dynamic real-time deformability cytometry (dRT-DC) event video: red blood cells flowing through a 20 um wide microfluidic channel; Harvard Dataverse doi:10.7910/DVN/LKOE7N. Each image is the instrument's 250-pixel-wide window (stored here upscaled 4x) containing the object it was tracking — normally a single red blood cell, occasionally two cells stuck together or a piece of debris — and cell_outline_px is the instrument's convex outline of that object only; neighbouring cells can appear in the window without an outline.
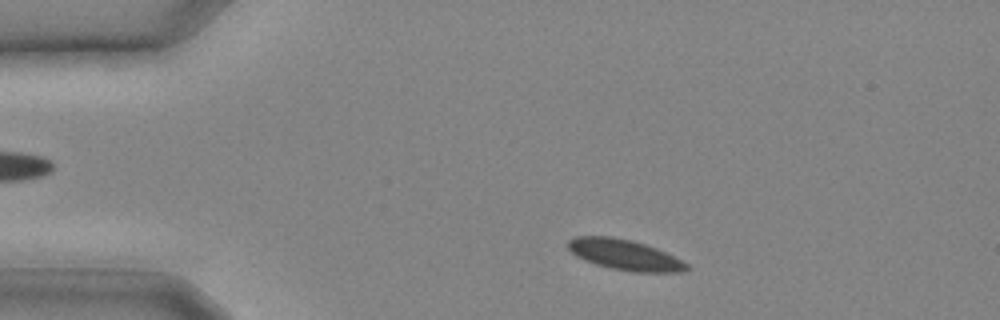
{"species": "common noctule bat (a hibernating species)", "species_latin": "Nyctalus noctula", "temperature_condition": "cold", "stored_images_in_passage": 12, "camera_frame_rate_fps": 3000, "um_per_image_px": 0.085, "animal": {"sex": "male", "body_mass_g": 20.4}, "frame": {"image": 1, "passage_image": 2, "time_ms": 0.333, "image_size_px": [1000, 320], "cell_outline_px": [[692, 268], [684, 272], [636, 272], [612, 268], [596, 264], [576, 256], [568, 248], [568, 240], [576, 236], [612, 236], [632, 240], [656, 248], [688, 264]], "centroid_in_image_um": [53.11, 21.65], "position_along_channel_um": 31.9, "area_um2": 20.92}}
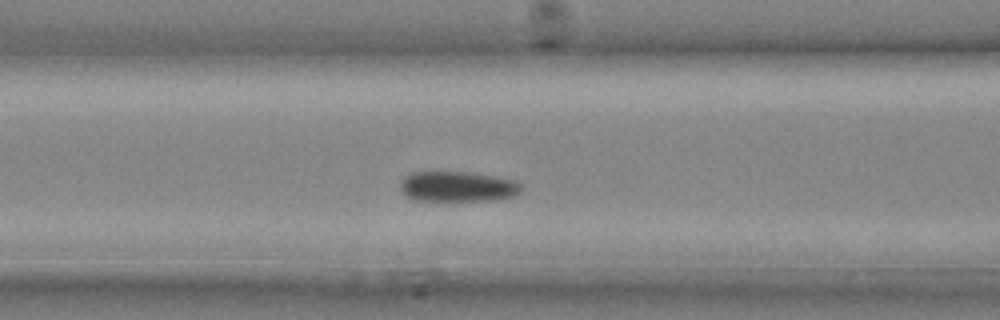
{"frame": {"image": 2, "passage_image": 8, "time_ms": 2.333, "image_size_px": [1000, 320], "cell_outline_px": [[520, 192], [516, 196], [496, 200], [416, 200], [400, 192], [400, 180], [404, 176], [412, 172], [468, 172], [516, 180], [520, 184]], "centroid_in_image_um": [38.88, 15.85], "position_along_channel_um": 127.7, "area_um2": 21.39}}
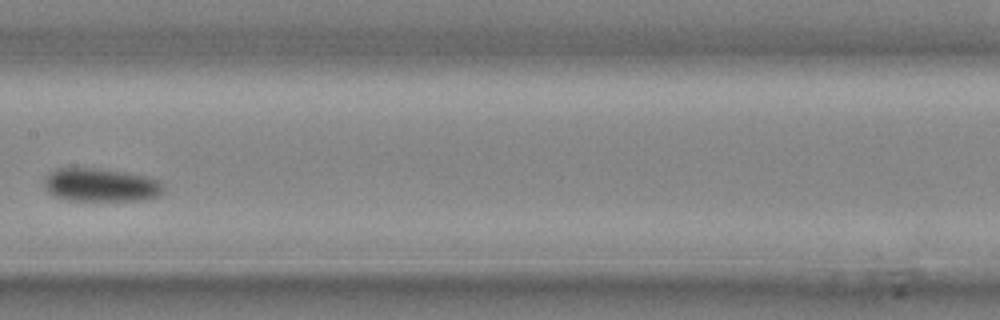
{"frame": {"image": 3, "passage_image": 11, "time_ms": 3.333, "image_size_px": [1000, 320], "cell_outline_px": [[160, 196], [144, 200], [68, 200], [56, 196], [48, 192], [44, 184], [44, 180], [56, 168], [96, 168], [144, 176], [160, 180]], "centroid_in_image_um": [8.54, 15.73], "position_along_channel_um": 198.9, "area_um2": 22.66}}